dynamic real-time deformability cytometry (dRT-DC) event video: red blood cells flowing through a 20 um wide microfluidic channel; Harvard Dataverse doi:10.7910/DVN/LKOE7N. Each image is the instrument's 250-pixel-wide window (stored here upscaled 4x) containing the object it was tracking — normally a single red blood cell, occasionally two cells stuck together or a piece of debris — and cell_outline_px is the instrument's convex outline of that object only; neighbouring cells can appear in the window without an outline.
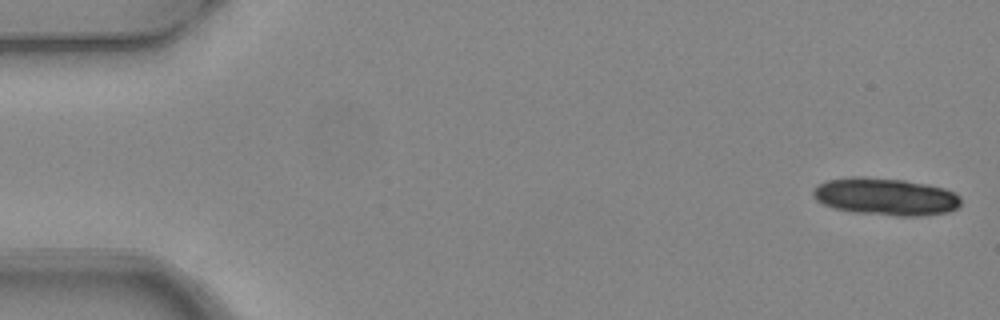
{"species": "common noctule bat (a hibernating species)", "species_latin": "Nyctalus noctula", "temperature_condition": "warm", "stored_images_in_passage": 5, "segment_of_instrument_passage": [1, 2], "camera_frame_rate_fps": 3000, "um_per_image_px": 0.085, "animal": {"sex": "female", "body_mass_g": 24.6, "forearm_length_mm": 56.2}, "frame": {"image": 1, "passage_image": 1, "time_ms": 0.0, "image_size_px": [1000, 320], "cell_outline_px": [[960, 204], [956, 208], [948, 212], [924, 216], [896, 216], [856, 212], [832, 208], [816, 200], [812, 196], [812, 192], [820, 184], [828, 180], [852, 176], [864, 176], [904, 180], [928, 184], [944, 188], [956, 192], [960, 196]], "centroid_in_image_um": [75.3, 16.71], "position_along_channel_um": 9.7, "area_um2": 32.37}}